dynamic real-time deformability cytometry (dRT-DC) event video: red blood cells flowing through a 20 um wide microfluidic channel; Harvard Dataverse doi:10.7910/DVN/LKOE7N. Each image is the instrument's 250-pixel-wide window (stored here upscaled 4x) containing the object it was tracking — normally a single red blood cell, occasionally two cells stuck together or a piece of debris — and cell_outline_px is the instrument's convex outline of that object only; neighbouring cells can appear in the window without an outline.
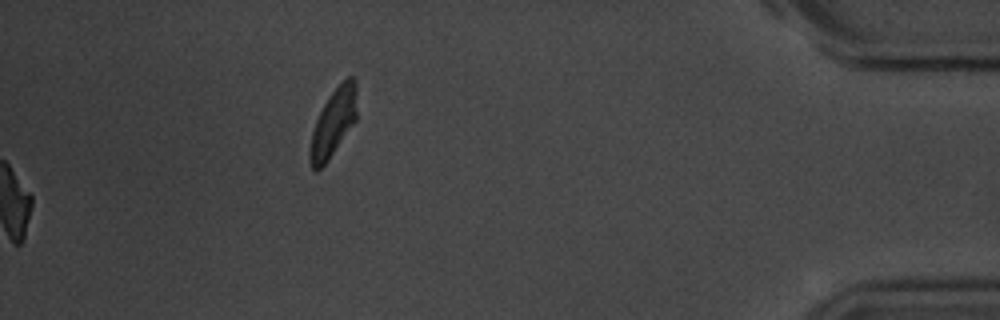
{"species": "common noctule bat (a hibernating species)", "species_latin": "Nyctalus noctula", "temperature_condition": "room temperature", "stored_images_in_passage": 39, "camera_frame_rate_fps": 3000, "um_per_image_px": 0.085, "animal": {"sex": "male", "body_mass_g": 20.1, "forearm_length_mm": 53.5}, "frame": {"image": 1, "passage_image": 39, "time_ms": 12.667, "image_size_px": [1000, 320], "cell_outline_px": [[356, 120], [328, 160], [316, 172], [312, 168], [308, 160], [308, 152], [312, 132], [316, 120], [328, 96], [348, 76], [352, 76], [356, 80]], "centroid_in_image_um": [28.31, 10.45], "position_along_channel_um": 406.9, "area_um2": 18.38}}